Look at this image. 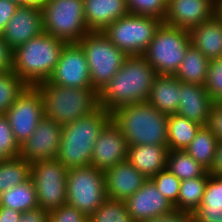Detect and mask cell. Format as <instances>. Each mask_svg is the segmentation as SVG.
<instances>
[{
	"instance_id": "1",
	"label": "cell",
	"mask_w": 222,
	"mask_h": 222,
	"mask_svg": "<svg viewBox=\"0 0 222 222\" xmlns=\"http://www.w3.org/2000/svg\"><path fill=\"white\" fill-rule=\"evenodd\" d=\"M157 73L141 56H128L109 83L98 92V104L109 113L120 106L147 101Z\"/></svg>"
},
{
	"instance_id": "2",
	"label": "cell",
	"mask_w": 222,
	"mask_h": 222,
	"mask_svg": "<svg viewBox=\"0 0 222 222\" xmlns=\"http://www.w3.org/2000/svg\"><path fill=\"white\" fill-rule=\"evenodd\" d=\"M128 146L167 145L168 115L147 101L120 106L111 112Z\"/></svg>"
},
{
	"instance_id": "3",
	"label": "cell",
	"mask_w": 222,
	"mask_h": 222,
	"mask_svg": "<svg viewBox=\"0 0 222 222\" xmlns=\"http://www.w3.org/2000/svg\"><path fill=\"white\" fill-rule=\"evenodd\" d=\"M111 113L99 106L89 115L62 126L57 159L67 168L90 166L93 148Z\"/></svg>"
},
{
	"instance_id": "4",
	"label": "cell",
	"mask_w": 222,
	"mask_h": 222,
	"mask_svg": "<svg viewBox=\"0 0 222 222\" xmlns=\"http://www.w3.org/2000/svg\"><path fill=\"white\" fill-rule=\"evenodd\" d=\"M66 44L65 41L43 32L13 50L12 71L27 86L48 81Z\"/></svg>"
},
{
	"instance_id": "5",
	"label": "cell",
	"mask_w": 222,
	"mask_h": 222,
	"mask_svg": "<svg viewBox=\"0 0 222 222\" xmlns=\"http://www.w3.org/2000/svg\"><path fill=\"white\" fill-rule=\"evenodd\" d=\"M44 103V115L61 126L89 115L99 107L93 88L64 87L44 81L36 85Z\"/></svg>"
},
{
	"instance_id": "6",
	"label": "cell",
	"mask_w": 222,
	"mask_h": 222,
	"mask_svg": "<svg viewBox=\"0 0 222 222\" xmlns=\"http://www.w3.org/2000/svg\"><path fill=\"white\" fill-rule=\"evenodd\" d=\"M85 53L92 88L98 93L128 57L103 32H88L78 42Z\"/></svg>"
},
{
	"instance_id": "7",
	"label": "cell",
	"mask_w": 222,
	"mask_h": 222,
	"mask_svg": "<svg viewBox=\"0 0 222 222\" xmlns=\"http://www.w3.org/2000/svg\"><path fill=\"white\" fill-rule=\"evenodd\" d=\"M191 45L189 31L162 23L142 55L160 75H174Z\"/></svg>"
},
{
	"instance_id": "8",
	"label": "cell",
	"mask_w": 222,
	"mask_h": 222,
	"mask_svg": "<svg viewBox=\"0 0 222 222\" xmlns=\"http://www.w3.org/2000/svg\"><path fill=\"white\" fill-rule=\"evenodd\" d=\"M42 13L44 32L66 43H78L89 32L83 0H48Z\"/></svg>"
},
{
	"instance_id": "9",
	"label": "cell",
	"mask_w": 222,
	"mask_h": 222,
	"mask_svg": "<svg viewBox=\"0 0 222 222\" xmlns=\"http://www.w3.org/2000/svg\"><path fill=\"white\" fill-rule=\"evenodd\" d=\"M163 21L149 16L128 14L102 31L127 56H141Z\"/></svg>"
},
{
	"instance_id": "10",
	"label": "cell",
	"mask_w": 222,
	"mask_h": 222,
	"mask_svg": "<svg viewBox=\"0 0 222 222\" xmlns=\"http://www.w3.org/2000/svg\"><path fill=\"white\" fill-rule=\"evenodd\" d=\"M67 204L88 217L107 199L104 171L92 166L68 169Z\"/></svg>"
},
{
	"instance_id": "11",
	"label": "cell",
	"mask_w": 222,
	"mask_h": 222,
	"mask_svg": "<svg viewBox=\"0 0 222 222\" xmlns=\"http://www.w3.org/2000/svg\"><path fill=\"white\" fill-rule=\"evenodd\" d=\"M68 169L57 159L31 163V178L36 188L39 207L48 212L66 204Z\"/></svg>"
},
{
	"instance_id": "12",
	"label": "cell",
	"mask_w": 222,
	"mask_h": 222,
	"mask_svg": "<svg viewBox=\"0 0 222 222\" xmlns=\"http://www.w3.org/2000/svg\"><path fill=\"white\" fill-rule=\"evenodd\" d=\"M16 141L21 146L43 119L44 103L36 86H27L5 112Z\"/></svg>"
},
{
	"instance_id": "13",
	"label": "cell",
	"mask_w": 222,
	"mask_h": 222,
	"mask_svg": "<svg viewBox=\"0 0 222 222\" xmlns=\"http://www.w3.org/2000/svg\"><path fill=\"white\" fill-rule=\"evenodd\" d=\"M48 82L71 88H92L88 62L78 43L64 46Z\"/></svg>"
},
{
	"instance_id": "14",
	"label": "cell",
	"mask_w": 222,
	"mask_h": 222,
	"mask_svg": "<svg viewBox=\"0 0 222 222\" xmlns=\"http://www.w3.org/2000/svg\"><path fill=\"white\" fill-rule=\"evenodd\" d=\"M61 134L62 126L44 116L32 135L21 145L20 157L29 163L56 158Z\"/></svg>"
},
{
	"instance_id": "15",
	"label": "cell",
	"mask_w": 222,
	"mask_h": 222,
	"mask_svg": "<svg viewBox=\"0 0 222 222\" xmlns=\"http://www.w3.org/2000/svg\"><path fill=\"white\" fill-rule=\"evenodd\" d=\"M128 145L112 119L104 126L93 148L90 166L105 171L127 160Z\"/></svg>"
},
{
	"instance_id": "16",
	"label": "cell",
	"mask_w": 222,
	"mask_h": 222,
	"mask_svg": "<svg viewBox=\"0 0 222 222\" xmlns=\"http://www.w3.org/2000/svg\"><path fill=\"white\" fill-rule=\"evenodd\" d=\"M216 0H168L163 23L191 30L215 16Z\"/></svg>"
},
{
	"instance_id": "17",
	"label": "cell",
	"mask_w": 222,
	"mask_h": 222,
	"mask_svg": "<svg viewBox=\"0 0 222 222\" xmlns=\"http://www.w3.org/2000/svg\"><path fill=\"white\" fill-rule=\"evenodd\" d=\"M126 208L134 222H143L157 215L174 210V205L157 189L151 178L125 201Z\"/></svg>"
},
{
	"instance_id": "18",
	"label": "cell",
	"mask_w": 222,
	"mask_h": 222,
	"mask_svg": "<svg viewBox=\"0 0 222 222\" xmlns=\"http://www.w3.org/2000/svg\"><path fill=\"white\" fill-rule=\"evenodd\" d=\"M43 32L42 9L19 5L1 36L10 48L15 50Z\"/></svg>"
},
{
	"instance_id": "19",
	"label": "cell",
	"mask_w": 222,
	"mask_h": 222,
	"mask_svg": "<svg viewBox=\"0 0 222 222\" xmlns=\"http://www.w3.org/2000/svg\"><path fill=\"white\" fill-rule=\"evenodd\" d=\"M107 198L125 201L135 194L147 178L127 160L104 171Z\"/></svg>"
},
{
	"instance_id": "20",
	"label": "cell",
	"mask_w": 222,
	"mask_h": 222,
	"mask_svg": "<svg viewBox=\"0 0 222 222\" xmlns=\"http://www.w3.org/2000/svg\"><path fill=\"white\" fill-rule=\"evenodd\" d=\"M214 103L205 86L180 81V100L176 114L206 126Z\"/></svg>"
},
{
	"instance_id": "21",
	"label": "cell",
	"mask_w": 222,
	"mask_h": 222,
	"mask_svg": "<svg viewBox=\"0 0 222 222\" xmlns=\"http://www.w3.org/2000/svg\"><path fill=\"white\" fill-rule=\"evenodd\" d=\"M89 32H102L119 18L128 15L126 0H83Z\"/></svg>"
},
{
	"instance_id": "22",
	"label": "cell",
	"mask_w": 222,
	"mask_h": 222,
	"mask_svg": "<svg viewBox=\"0 0 222 222\" xmlns=\"http://www.w3.org/2000/svg\"><path fill=\"white\" fill-rule=\"evenodd\" d=\"M168 145L128 146L127 161L147 179L166 168Z\"/></svg>"
},
{
	"instance_id": "23",
	"label": "cell",
	"mask_w": 222,
	"mask_h": 222,
	"mask_svg": "<svg viewBox=\"0 0 222 222\" xmlns=\"http://www.w3.org/2000/svg\"><path fill=\"white\" fill-rule=\"evenodd\" d=\"M190 43L211 61L222 58V22L214 16L189 30Z\"/></svg>"
},
{
	"instance_id": "24",
	"label": "cell",
	"mask_w": 222,
	"mask_h": 222,
	"mask_svg": "<svg viewBox=\"0 0 222 222\" xmlns=\"http://www.w3.org/2000/svg\"><path fill=\"white\" fill-rule=\"evenodd\" d=\"M180 100V81L174 75L157 74L147 102L161 113L176 114Z\"/></svg>"
},
{
	"instance_id": "25",
	"label": "cell",
	"mask_w": 222,
	"mask_h": 222,
	"mask_svg": "<svg viewBox=\"0 0 222 222\" xmlns=\"http://www.w3.org/2000/svg\"><path fill=\"white\" fill-rule=\"evenodd\" d=\"M210 61L198 49L190 45L187 48L184 60L179 65L174 76L183 83L204 86L207 79Z\"/></svg>"
},
{
	"instance_id": "26",
	"label": "cell",
	"mask_w": 222,
	"mask_h": 222,
	"mask_svg": "<svg viewBox=\"0 0 222 222\" xmlns=\"http://www.w3.org/2000/svg\"><path fill=\"white\" fill-rule=\"evenodd\" d=\"M201 127L178 114L168 115V150H185Z\"/></svg>"
},
{
	"instance_id": "27",
	"label": "cell",
	"mask_w": 222,
	"mask_h": 222,
	"mask_svg": "<svg viewBox=\"0 0 222 222\" xmlns=\"http://www.w3.org/2000/svg\"><path fill=\"white\" fill-rule=\"evenodd\" d=\"M0 206L12 208L21 213L39 207L36 188L30 177L24 183L11 187L0 194Z\"/></svg>"
},
{
	"instance_id": "28",
	"label": "cell",
	"mask_w": 222,
	"mask_h": 222,
	"mask_svg": "<svg viewBox=\"0 0 222 222\" xmlns=\"http://www.w3.org/2000/svg\"><path fill=\"white\" fill-rule=\"evenodd\" d=\"M219 141L207 126H202L185 151L208 171L211 169Z\"/></svg>"
},
{
	"instance_id": "29",
	"label": "cell",
	"mask_w": 222,
	"mask_h": 222,
	"mask_svg": "<svg viewBox=\"0 0 222 222\" xmlns=\"http://www.w3.org/2000/svg\"><path fill=\"white\" fill-rule=\"evenodd\" d=\"M166 168L181 181L201 177L208 172L185 150H169Z\"/></svg>"
},
{
	"instance_id": "30",
	"label": "cell",
	"mask_w": 222,
	"mask_h": 222,
	"mask_svg": "<svg viewBox=\"0 0 222 222\" xmlns=\"http://www.w3.org/2000/svg\"><path fill=\"white\" fill-rule=\"evenodd\" d=\"M31 176V163L18 157L0 163V194L11 187L24 183Z\"/></svg>"
},
{
	"instance_id": "31",
	"label": "cell",
	"mask_w": 222,
	"mask_h": 222,
	"mask_svg": "<svg viewBox=\"0 0 222 222\" xmlns=\"http://www.w3.org/2000/svg\"><path fill=\"white\" fill-rule=\"evenodd\" d=\"M210 173L204 176L183 180L178 195V210L194 212L200 205Z\"/></svg>"
},
{
	"instance_id": "32",
	"label": "cell",
	"mask_w": 222,
	"mask_h": 222,
	"mask_svg": "<svg viewBox=\"0 0 222 222\" xmlns=\"http://www.w3.org/2000/svg\"><path fill=\"white\" fill-rule=\"evenodd\" d=\"M88 222H134L124 201L107 198L89 217Z\"/></svg>"
},
{
	"instance_id": "33",
	"label": "cell",
	"mask_w": 222,
	"mask_h": 222,
	"mask_svg": "<svg viewBox=\"0 0 222 222\" xmlns=\"http://www.w3.org/2000/svg\"><path fill=\"white\" fill-rule=\"evenodd\" d=\"M27 85L12 70L0 73V114H5Z\"/></svg>"
},
{
	"instance_id": "34",
	"label": "cell",
	"mask_w": 222,
	"mask_h": 222,
	"mask_svg": "<svg viewBox=\"0 0 222 222\" xmlns=\"http://www.w3.org/2000/svg\"><path fill=\"white\" fill-rule=\"evenodd\" d=\"M129 14L149 16L164 21L168 0H126Z\"/></svg>"
},
{
	"instance_id": "35",
	"label": "cell",
	"mask_w": 222,
	"mask_h": 222,
	"mask_svg": "<svg viewBox=\"0 0 222 222\" xmlns=\"http://www.w3.org/2000/svg\"><path fill=\"white\" fill-rule=\"evenodd\" d=\"M151 179L155 183L157 189L174 205V208L178 210V195L181 180L167 168L159 171Z\"/></svg>"
},
{
	"instance_id": "36",
	"label": "cell",
	"mask_w": 222,
	"mask_h": 222,
	"mask_svg": "<svg viewBox=\"0 0 222 222\" xmlns=\"http://www.w3.org/2000/svg\"><path fill=\"white\" fill-rule=\"evenodd\" d=\"M0 149L8 158L18 157L21 152L5 114H0Z\"/></svg>"
},
{
	"instance_id": "37",
	"label": "cell",
	"mask_w": 222,
	"mask_h": 222,
	"mask_svg": "<svg viewBox=\"0 0 222 222\" xmlns=\"http://www.w3.org/2000/svg\"><path fill=\"white\" fill-rule=\"evenodd\" d=\"M204 86L215 102L222 98V58L210 61Z\"/></svg>"
},
{
	"instance_id": "38",
	"label": "cell",
	"mask_w": 222,
	"mask_h": 222,
	"mask_svg": "<svg viewBox=\"0 0 222 222\" xmlns=\"http://www.w3.org/2000/svg\"><path fill=\"white\" fill-rule=\"evenodd\" d=\"M49 222H88V216L66 203L49 212Z\"/></svg>"
},
{
	"instance_id": "39",
	"label": "cell",
	"mask_w": 222,
	"mask_h": 222,
	"mask_svg": "<svg viewBox=\"0 0 222 222\" xmlns=\"http://www.w3.org/2000/svg\"><path fill=\"white\" fill-rule=\"evenodd\" d=\"M200 205L222 206V179L210 175Z\"/></svg>"
},
{
	"instance_id": "40",
	"label": "cell",
	"mask_w": 222,
	"mask_h": 222,
	"mask_svg": "<svg viewBox=\"0 0 222 222\" xmlns=\"http://www.w3.org/2000/svg\"><path fill=\"white\" fill-rule=\"evenodd\" d=\"M193 216L195 222H222V206L199 205Z\"/></svg>"
},
{
	"instance_id": "41",
	"label": "cell",
	"mask_w": 222,
	"mask_h": 222,
	"mask_svg": "<svg viewBox=\"0 0 222 222\" xmlns=\"http://www.w3.org/2000/svg\"><path fill=\"white\" fill-rule=\"evenodd\" d=\"M206 126L212 131L218 141H222V105L218 102L212 105Z\"/></svg>"
},
{
	"instance_id": "42",
	"label": "cell",
	"mask_w": 222,
	"mask_h": 222,
	"mask_svg": "<svg viewBox=\"0 0 222 222\" xmlns=\"http://www.w3.org/2000/svg\"><path fill=\"white\" fill-rule=\"evenodd\" d=\"M143 222H195V218L192 212L174 209L167 214L157 215Z\"/></svg>"
},
{
	"instance_id": "43",
	"label": "cell",
	"mask_w": 222,
	"mask_h": 222,
	"mask_svg": "<svg viewBox=\"0 0 222 222\" xmlns=\"http://www.w3.org/2000/svg\"><path fill=\"white\" fill-rule=\"evenodd\" d=\"M13 67V50L0 35V73L11 71Z\"/></svg>"
},
{
	"instance_id": "44",
	"label": "cell",
	"mask_w": 222,
	"mask_h": 222,
	"mask_svg": "<svg viewBox=\"0 0 222 222\" xmlns=\"http://www.w3.org/2000/svg\"><path fill=\"white\" fill-rule=\"evenodd\" d=\"M20 4L9 0H0V35H2L8 21L14 15Z\"/></svg>"
},
{
	"instance_id": "45",
	"label": "cell",
	"mask_w": 222,
	"mask_h": 222,
	"mask_svg": "<svg viewBox=\"0 0 222 222\" xmlns=\"http://www.w3.org/2000/svg\"><path fill=\"white\" fill-rule=\"evenodd\" d=\"M18 222H49V212L41 207L21 213Z\"/></svg>"
},
{
	"instance_id": "46",
	"label": "cell",
	"mask_w": 222,
	"mask_h": 222,
	"mask_svg": "<svg viewBox=\"0 0 222 222\" xmlns=\"http://www.w3.org/2000/svg\"><path fill=\"white\" fill-rule=\"evenodd\" d=\"M208 172L213 176H222V141H219L217 145L215 159Z\"/></svg>"
},
{
	"instance_id": "47",
	"label": "cell",
	"mask_w": 222,
	"mask_h": 222,
	"mask_svg": "<svg viewBox=\"0 0 222 222\" xmlns=\"http://www.w3.org/2000/svg\"><path fill=\"white\" fill-rule=\"evenodd\" d=\"M21 212L12 208L0 206V222H18Z\"/></svg>"
},
{
	"instance_id": "48",
	"label": "cell",
	"mask_w": 222,
	"mask_h": 222,
	"mask_svg": "<svg viewBox=\"0 0 222 222\" xmlns=\"http://www.w3.org/2000/svg\"><path fill=\"white\" fill-rule=\"evenodd\" d=\"M47 2L48 0H19L20 5L32 6L38 9H42Z\"/></svg>"
},
{
	"instance_id": "49",
	"label": "cell",
	"mask_w": 222,
	"mask_h": 222,
	"mask_svg": "<svg viewBox=\"0 0 222 222\" xmlns=\"http://www.w3.org/2000/svg\"><path fill=\"white\" fill-rule=\"evenodd\" d=\"M215 16L222 22V0H216Z\"/></svg>"
},
{
	"instance_id": "50",
	"label": "cell",
	"mask_w": 222,
	"mask_h": 222,
	"mask_svg": "<svg viewBox=\"0 0 222 222\" xmlns=\"http://www.w3.org/2000/svg\"><path fill=\"white\" fill-rule=\"evenodd\" d=\"M8 159V157L0 149V163Z\"/></svg>"
},
{
	"instance_id": "51",
	"label": "cell",
	"mask_w": 222,
	"mask_h": 222,
	"mask_svg": "<svg viewBox=\"0 0 222 222\" xmlns=\"http://www.w3.org/2000/svg\"><path fill=\"white\" fill-rule=\"evenodd\" d=\"M19 4V0H9Z\"/></svg>"
},
{
	"instance_id": "52",
	"label": "cell",
	"mask_w": 222,
	"mask_h": 222,
	"mask_svg": "<svg viewBox=\"0 0 222 222\" xmlns=\"http://www.w3.org/2000/svg\"><path fill=\"white\" fill-rule=\"evenodd\" d=\"M218 103L222 105V98L218 101Z\"/></svg>"
}]
</instances>
